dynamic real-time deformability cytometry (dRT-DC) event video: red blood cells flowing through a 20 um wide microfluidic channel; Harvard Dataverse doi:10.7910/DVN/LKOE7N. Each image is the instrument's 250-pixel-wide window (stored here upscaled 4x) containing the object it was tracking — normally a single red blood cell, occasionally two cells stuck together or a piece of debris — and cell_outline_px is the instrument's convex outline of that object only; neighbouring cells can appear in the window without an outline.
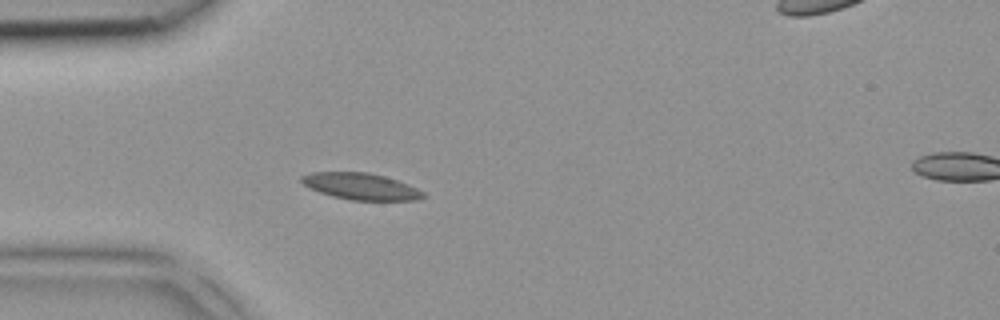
{"species": "common noctule bat (a hibernating species)", "species_latin": "Nyctalus noctula", "temperature_condition": "room temperature", "stored_images_in_passage": 4, "camera_frame_rate_fps": 3000, "um_per_image_px": 0.085, "animal": {"sex": "female", "body_mass_g": 18.4}, "frame": {"image": 1, "passage_image": 3, "time_ms": 0.667, "image_size_px": [1000, 320], "cell_outline_px": [[428, 196], [416, 200], [352, 200], [332, 196], [308, 188], [300, 180], [300, 176], [312, 172], [368, 172], [384, 176], [408, 184], [424, 192]], "centroid_in_image_um": [30.67, 15.84], "position_along_channel_um": 54.3, "area_um2": 18.84}}